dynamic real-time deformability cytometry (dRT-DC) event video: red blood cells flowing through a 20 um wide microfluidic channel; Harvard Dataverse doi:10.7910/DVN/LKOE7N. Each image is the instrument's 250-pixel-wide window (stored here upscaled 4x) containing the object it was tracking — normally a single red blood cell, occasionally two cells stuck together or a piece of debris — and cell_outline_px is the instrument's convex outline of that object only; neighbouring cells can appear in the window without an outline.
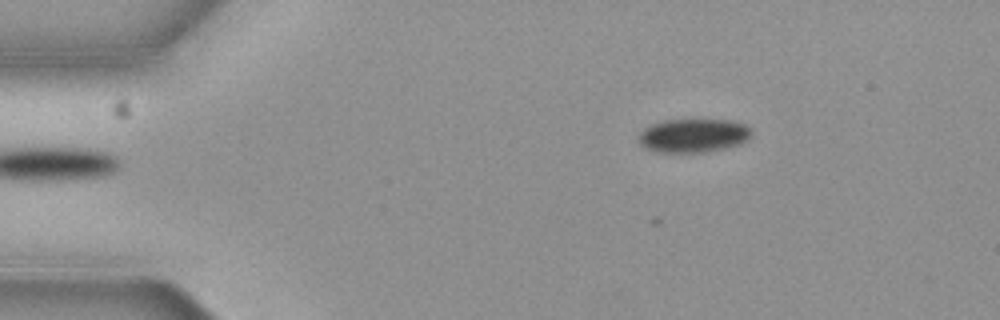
{"species": "common noctule bat (a hibernating species)", "species_latin": "Nyctalus noctula", "temperature_condition": "cold", "stored_images_in_passage": 3, "camera_frame_rate_fps": 3000, "um_per_image_px": 0.085, "animal": {"sex": "female", "body_mass_g": 19.3, "forearm_length_mm": 54.1}, "frame": {"image": 1, "passage_image": 3, "time_ms": 0.667, "image_size_px": [1000, 320], "cell_outline_px": [[752, 132], [748, 140], [740, 144], [704, 152], [656, 152], [644, 148], [640, 144], [640, 132], [644, 128], [652, 124], [664, 120], [728, 120], [744, 124]], "centroid_in_image_um": [58.91, 11.52], "position_along_channel_um": 26.1, "area_um2": 21.96}}